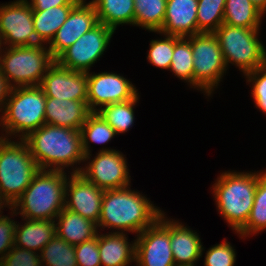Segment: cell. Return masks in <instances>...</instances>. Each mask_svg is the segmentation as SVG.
<instances>
[{
  "mask_svg": "<svg viewBox=\"0 0 266 266\" xmlns=\"http://www.w3.org/2000/svg\"><path fill=\"white\" fill-rule=\"evenodd\" d=\"M1 46H2V43H1V40H0V52H1V49H2Z\"/></svg>",
  "mask_w": 266,
  "mask_h": 266,
  "instance_id": "45",
  "label": "cell"
},
{
  "mask_svg": "<svg viewBox=\"0 0 266 266\" xmlns=\"http://www.w3.org/2000/svg\"><path fill=\"white\" fill-rule=\"evenodd\" d=\"M70 174L66 181L64 208L98 224L104 190L80 173Z\"/></svg>",
  "mask_w": 266,
  "mask_h": 266,
  "instance_id": "15",
  "label": "cell"
},
{
  "mask_svg": "<svg viewBox=\"0 0 266 266\" xmlns=\"http://www.w3.org/2000/svg\"><path fill=\"white\" fill-rule=\"evenodd\" d=\"M0 266H42V263L36 252L13 246L1 259Z\"/></svg>",
  "mask_w": 266,
  "mask_h": 266,
  "instance_id": "37",
  "label": "cell"
},
{
  "mask_svg": "<svg viewBox=\"0 0 266 266\" xmlns=\"http://www.w3.org/2000/svg\"><path fill=\"white\" fill-rule=\"evenodd\" d=\"M11 87L8 85L6 78L0 72V112L4 108Z\"/></svg>",
  "mask_w": 266,
  "mask_h": 266,
  "instance_id": "41",
  "label": "cell"
},
{
  "mask_svg": "<svg viewBox=\"0 0 266 266\" xmlns=\"http://www.w3.org/2000/svg\"><path fill=\"white\" fill-rule=\"evenodd\" d=\"M162 213L159 207L129 186L104 190L97 227L101 230L105 227L114 228L116 232L128 231L138 235L152 226Z\"/></svg>",
  "mask_w": 266,
  "mask_h": 266,
  "instance_id": "1",
  "label": "cell"
},
{
  "mask_svg": "<svg viewBox=\"0 0 266 266\" xmlns=\"http://www.w3.org/2000/svg\"><path fill=\"white\" fill-rule=\"evenodd\" d=\"M0 40L7 47L41 44L34 30L33 14L28 0L0 5Z\"/></svg>",
  "mask_w": 266,
  "mask_h": 266,
  "instance_id": "13",
  "label": "cell"
},
{
  "mask_svg": "<svg viewBox=\"0 0 266 266\" xmlns=\"http://www.w3.org/2000/svg\"><path fill=\"white\" fill-rule=\"evenodd\" d=\"M251 2L264 14L266 13V0H251Z\"/></svg>",
  "mask_w": 266,
  "mask_h": 266,
  "instance_id": "42",
  "label": "cell"
},
{
  "mask_svg": "<svg viewBox=\"0 0 266 266\" xmlns=\"http://www.w3.org/2000/svg\"><path fill=\"white\" fill-rule=\"evenodd\" d=\"M74 6L62 5L46 10H32L35 34L41 44L51 42Z\"/></svg>",
  "mask_w": 266,
  "mask_h": 266,
  "instance_id": "25",
  "label": "cell"
},
{
  "mask_svg": "<svg viewBox=\"0 0 266 266\" xmlns=\"http://www.w3.org/2000/svg\"><path fill=\"white\" fill-rule=\"evenodd\" d=\"M109 233H98L101 266H128L135 261V242L129 244L124 232Z\"/></svg>",
  "mask_w": 266,
  "mask_h": 266,
  "instance_id": "21",
  "label": "cell"
},
{
  "mask_svg": "<svg viewBox=\"0 0 266 266\" xmlns=\"http://www.w3.org/2000/svg\"><path fill=\"white\" fill-rule=\"evenodd\" d=\"M167 0H134V26L159 32L163 26Z\"/></svg>",
  "mask_w": 266,
  "mask_h": 266,
  "instance_id": "29",
  "label": "cell"
},
{
  "mask_svg": "<svg viewBox=\"0 0 266 266\" xmlns=\"http://www.w3.org/2000/svg\"><path fill=\"white\" fill-rule=\"evenodd\" d=\"M205 266H234L236 253L234 247L226 240L216 244L205 253Z\"/></svg>",
  "mask_w": 266,
  "mask_h": 266,
  "instance_id": "35",
  "label": "cell"
},
{
  "mask_svg": "<svg viewBox=\"0 0 266 266\" xmlns=\"http://www.w3.org/2000/svg\"><path fill=\"white\" fill-rule=\"evenodd\" d=\"M23 220L24 225L16 224L14 246L40 252L56 235L55 220Z\"/></svg>",
  "mask_w": 266,
  "mask_h": 266,
  "instance_id": "23",
  "label": "cell"
},
{
  "mask_svg": "<svg viewBox=\"0 0 266 266\" xmlns=\"http://www.w3.org/2000/svg\"><path fill=\"white\" fill-rule=\"evenodd\" d=\"M226 0H198V34L214 33L222 24Z\"/></svg>",
  "mask_w": 266,
  "mask_h": 266,
  "instance_id": "33",
  "label": "cell"
},
{
  "mask_svg": "<svg viewBox=\"0 0 266 266\" xmlns=\"http://www.w3.org/2000/svg\"><path fill=\"white\" fill-rule=\"evenodd\" d=\"M247 82L253 84L252 96L255 102V106L259 108L263 113H266V64L262 67L256 68L245 74Z\"/></svg>",
  "mask_w": 266,
  "mask_h": 266,
  "instance_id": "36",
  "label": "cell"
},
{
  "mask_svg": "<svg viewBox=\"0 0 266 266\" xmlns=\"http://www.w3.org/2000/svg\"><path fill=\"white\" fill-rule=\"evenodd\" d=\"M138 95L133 84L116 73H87V105L91 112L97 106L123 102L134 99Z\"/></svg>",
  "mask_w": 266,
  "mask_h": 266,
  "instance_id": "14",
  "label": "cell"
},
{
  "mask_svg": "<svg viewBox=\"0 0 266 266\" xmlns=\"http://www.w3.org/2000/svg\"><path fill=\"white\" fill-rule=\"evenodd\" d=\"M99 23L116 30L118 25H134V0H92Z\"/></svg>",
  "mask_w": 266,
  "mask_h": 266,
  "instance_id": "24",
  "label": "cell"
},
{
  "mask_svg": "<svg viewBox=\"0 0 266 266\" xmlns=\"http://www.w3.org/2000/svg\"><path fill=\"white\" fill-rule=\"evenodd\" d=\"M31 155L42 170H59L72 167L73 173H80L74 165L84 161L80 130L44 124L24 139Z\"/></svg>",
  "mask_w": 266,
  "mask_h": 266,
  "instance_id": "2",
  "label": "cell"
},
{
  "mask_svg": "<svg viewBox=\"0 0 266 266\" xmlns=\"http://www.w3.org/2000/svg\"><path fill=\"white\" fill-rule=\"evenodd\" d=\"M6 207L7 206V208L9 207V205L1 198V196H0V216L2 215V211H1V209H3L4 207Z\"/></svg>",
  "mask_w": 266,
  "mask_h": 266,
  "instance_id": "43",
  "label": "cell"
},
{
  "mask_svg": "<svg viewBox=\"0 0 266 266\" xmlns=\"http://www.w3.org/2000/svg\"><path fill=\"white\" fill-rule=\"evenodd\" d=\"M78 1L81 2V3H85L86 0H78Z\"/></svg>",
  "mask_w": 266,
  "mask_h": 266,
  "instance_id": "44",
  "label": "cell"
},
{
  "mask_svg": "<svg viewBox=\"0 0 266 266\" xmlns=\"http://www.w3.org/2000/svg\"><path fill=\"white\" fill-rule=\"evenodd\" d=\"M134 242L137 266H176L170 243V220L164 212Z\"/></svg>",
  "mask_w": 266,
  "mask_h": 266,
  "instance_id": "11",
  "label": "cell"
},
{
  "mask_svg": "<svg viewBox=\"0 0 266 266\" xmlns=\"http://www.w3.org/2000/svg\"><path fill=\"white\" fill-rule=\"evenodd\" d=\"M45 104L46 96L40 86L11 88L0 116L1 130L4 129L7 135L3 133V138L17 133L18 139H25L46 124Z\"/></svg>",
  "mask_w": 266,
  "mask_h": 266,
  "instance_id": "5",
  "label": "cell"
},
{
  "mask_svg": "<svg viewBox=\"0 0 266 266\" xmlns=\"http://www.w3.org/2000/svg\"><path fill=\"white\" fill-rule=\"evenodd\" d=\"M194 65L191 43L186 37L174 36V51L169 70L179 79L194 86Z\"/></svg>",
  "mask_w": 266,
  "mask_h": 266,
  "instance_id": "31",
  "label": "cell"
},
{
  "mask_svg": "<svg viewBox=\"0 0 266 266\" xmlns=\"http://www.w3.org/2000/svg\"><path fill=\"white\" fill-rule=\"evenodd\" d=\"M263 15L251 0H226L223 24L260 29Z\"/></svg>",
  "mask_w": 266,
  "mask_h": 266,
  "instance_id": "26",
  "label": "cell"
},
{
  "mask_svg": "<svg viewBox=\"0 0 266 266\" xmlns=\"http://www.w3.org/2000/svg\"><path fill=\"white\" fill-rule=\"evenodd\" d=\"M114 30L98 23L68 47L56 62L67 69L88 73L107 49Z\"/></svg>",
  "mask_w": 266,
  "mask_h": 266,
  "instance_id": "10",
  "label": "cell"
},
{
  "mask_svg": "<svg viewBox=\"0 0 266 266\" xmlns=\"http://www.w3.org/2000/svg\"><path fill=\"white\" fill-rule=\"evenodd\" d=\"M256 188V172L226 171L213 185L219 214L237 234L249 219Z\"/></svg>",
  "mask_w": 266,
  "mask_h": 266,
  "instance_id": "4",
  "label": "cell"
},
{
  "mask_svg": "<svg viewBox=\"0 0 266 266\" xmlns=\"http://www.w3.org/2000/svg\"><path fill=\"white\" fill-rule=\"evenodd\" d=\"M40 87L46 97L87 101V73L64 68L56 61L44 75Z\"/></svg>",
  "mask_w": 266,
  "mask_h": 266,
  "instance_id": "17",
  "label": "cell"
},
{
  "mask_svg": "<svg viewBox=\"0 0 266 266\" xmlns=\"http://www.w3.org/2000/svg\"><path fill=\"white\" fill-rule=\"evenodd\" d=\"M139 95L134 99L108 104L97 109V113L118 134L125 133L134 124V106L138 102Z\"/></svg>",
  "mask_w": 266,
  "mask_h": 266,
  "instance_id": "28",
  "label": "cell"
},
{
  "mask_svg": "<svg viewBox=\"0 0 266 266\" xmlns=\"http://www.w3.org/2000/svg\"><path fill=\"white\" fill-rule=\"evenodd\" d=\"M259 30L222 24L213 33L227 69L229 63L235 64L245 75L266 64V49L258 39Z\"/></svg>",
  "mask_w": 266,
  "mask_h": 266,
  "instance_id": "8",
  "label": "cell"
},
{
  "mask_svg": "<svg viewBox=\"0 0 266 266\" xmlns=\"http://www.w3.org/2000/svg\"><path fill=\"white\" fill-rule=\"evenodd\" d=\"M90 113L87 101L46 97V124L80 130Z\"/></svg>",
  "mask_w": 266,
  "mask_h": 266,
  "instance_id": "19",
  "label": "cell"
},
{
  "mask_svg": "<svg viewBox=\"0 0 266 266\" xmlns=\"http://www.w3.org/2000/svg\"><path fill=\"white\" fill-rule=\"evenodd\" d=\"M186 38L191 43L193 55L194 88L209 96L227 70L219 41L213 33H200Z\"/></svg>",
  "mask_w": 266,
  "mask_h": 266,
  "instance_id": "9",
  "label": "cell"
},
{
  "mask_svg": "<svg viewBox=\"0 0 266 266\" xmlns=\"http://www.w3.org/2000/svg\"><path fill=\"white\" fill-rule=\"evenodd\" d=\"M66 174L65 171L40 169L31 184L8 209L12 214H20L22 219L55 220L64 209Z\"/></svg>",
  "mask_w": 266,
  "mask_h": 266,
  "instance_id": "3",
  "label": "cell"
},
{
  "mask_svg": "<svg viewBox=\"0 0 266 266\" xmlns=\"http://www.w3.org/2000/svg\"><path fill=\"white\" fill-rule=\"evenodd\" d=\"M266 228V171L257 173V188L254 203L246 225L238 232L239 236L249 237Z\"/></svg>",
  "mask_w": 266,
  "mask_h": 266,
  "instance_id": "27",
  "label": "cell"
},
{
  "mask_svg": "<svg viewBox=\"0 0 266 266\" xmlns=\"http://www.w3.org/2000/svg\"><path fill=\"white\" fill-rule=\"evenodd\" d=\"M45 45L1 49L0 72L11 88L41 85L44 75L56 61Z\"/></svg>",
  "mask_w": 266,
  "mask_h": 266,
  "instance_id": "7",
  "label": "cell"
},
{
  "mask_svg": "<svg viewBox=\"0 0 266 266\" xmlns=\"http://www.w3.org/2000/svg\"><path fill=\"white\" fill-rule=\"evenodd\" d=\"M90 155L84 157L88 165L81 167L80 174L103 190L119 189L130 186V175L126 158L115 149H100L90 162ZM85 168V169H84Z\"/></svg>",
  "mask_w": 266,
  "mask_h": 266,
  "instance_id": "12",
  "label": "cell"
},
{
  "mask_svg": "<svg viewBox=\"0 0 266 266\" xmlns=\"http://www.w3.org/2000/svg\"><path fill=\"white\" fill-rule=\"evenodd\" d=\"M0 136V196L11 207L40 170L24 139ZM10 140V141H9Z\"/></svg>",
  "mask_w": 266,
  "mask_h": 266,
  "instance_id": "6",
  "label": "cell"
},
{
  "mask_svg": "<svg viewBox=\"0 0 266 266\" xmlns=\"http://www.w3.org/2000/svg\"><path fill=\"white\" fill-rule=\"evenodd\" d=\"M98 23L97 13L93 4L90 2H78L49 43L50 54L56 60L68 47Z\"/></svg>",
  "mask_w": 266,
  "mask_h": 266,
  "instance_id": "16",
  "label": "cell"
},
{
  "mask_svg": "<svg viewBox=\"0 0 266 266\" xmlns=\"http://www.w3.org/2000/svg\"><path fill=\"white\" fill-rule=\"evenodd\" d=\"M164 36L163 39L150 41L147 60L155 67L168 70L174 51V35Z\"/></svg>",
  "mask_w": 266,
  "mask_h": 266,
  "instance_id": "34",
  "label": "cell"
},
{
  "mask_svg": "<svg viewBox=\"0 0 266 266\" xmlns=\"http://www.w3.org/2000/svg\"><path fill=\"white\" fill-rule=\"evenodd\" d=\"M198 0H167L160 34L189 37L198 34Z\"/></svg>",
  "mask_w": 266,
  "mask_h": 266,
  "instance_id": "18",
  "label": "cell"
},
{
  "mask_svg": "<svg viewBox=\"0 0 266 266\" xmlns=\"http://www.w3.org/2000/svg\"><path fill=\"white\" fill-rule=\"evenodd\" d=\"M42 266H78L75 246L55 235L40 251Z\"/></svg>",
  "mask_w": 266,
  "mask_h": 266,
  "instance_id": "32",
  "label": "cell"
},
{
  "mask_svg": "<svg viewBox=\"0 0 266 266\" xmlns=\"http://www.w3.org/2000/svg\"><path fill=\"white\" fill-rule=\"evenodd\" d=\"M78 0H31L28 2L32 10H46L62 5H76Z\"/></svg>",
  "mask_w": 266,
  "mask_h": 266,
  "instance_id": "40",
  "label": "cell"
},
{
  "mask_svg": "<svg viewBox=\"0 0 266 266\" xmlns=\"http://www.w3.org/2000/svg\"><path fill=\"white\" fill-rule=\"evenodd\" d=\"M82 149L85 156L90 155V141L98 144L108 143L117 133L114 129L97 113L91 112L86 122L80 129ZM90 140V141H89Z\"/></svg>",
  "mask_w": 266,
  "mask_h": 266,
  "instance_id": "30",
  "label": "cell"
},
{
  "mask_svg": "<svg viewBox=\"0 0 266 266\" xmlns=\"http://www.w3.org/2000/svg\"><path fill=\"white\" fill-rule=\"evenodd\" d=\"M55 221L56 235L74 246L96 237L99 232L96 223L66 208Z\"/></svg>",
  "mask_w": 266,
  "mask_h": 266,
  "instance_id": "22",
  "label": "cell"
},
{
  "mask_svg": "<svg viewBox=\"0 0 266 266\" xmlns=\"http://www.w3.org/2000/svg\"><path fill=\"white\" fill-rule=\"evenodd\" d=\"M16 222L8 216H0V261L14 246Z\"/></svg>",
  "mask_w": 266,
  "mask_h": 266,
  "instance_id": "39",
  "label": "cell"
},
{
  "mask_svg": "<svg viewBox=\"0 0 266 266\" xmlns=\"http://www.w3.org/2000/svg\"><path fill=\"white\" fill-rule=\"evenodd\" d=\"M170 243L176 266H195L204 247L197 232L170 219Z\"/></svg>",
  "mask_w": 266,
  "mask_h": 266,
  "instance_id": "20",
  "label": "cell"
},
{
  "mask_svg": "<svg viewBox=\"0 0 266 266\" xmlns=\"http://www.w3.org/2000/svg\"><path fill=\"white\" fill-rule=\"evenodd\" d=\"M75 257L78 266H101L98 234L90 240L75 245Z\"/></svg>",
  "mask_w": 266,
  "mask_h": 266,
  "instance_id": "38",
  "label": "cell"
}]
</instances>
